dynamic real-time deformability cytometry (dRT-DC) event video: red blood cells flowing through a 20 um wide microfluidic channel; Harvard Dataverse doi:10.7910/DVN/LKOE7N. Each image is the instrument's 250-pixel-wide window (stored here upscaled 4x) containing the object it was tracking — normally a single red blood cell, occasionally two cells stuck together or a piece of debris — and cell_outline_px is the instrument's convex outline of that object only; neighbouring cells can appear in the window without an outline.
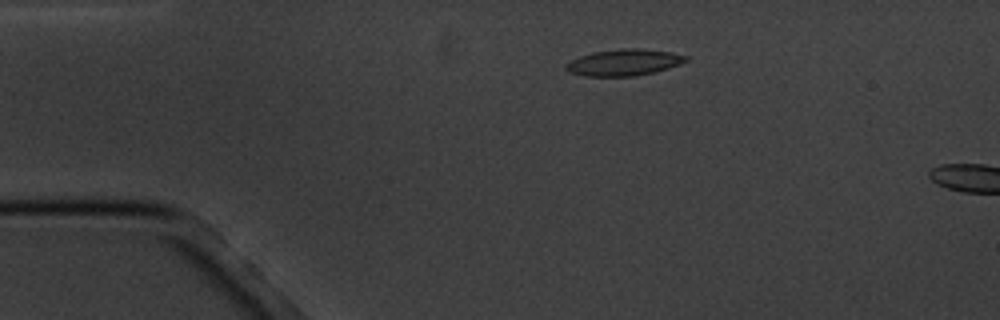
{"species": "common noctule bat (a hibernating species)", "species_latin": "Nyctalus noctula", "temperature_condition": "cold", "stored_images_in_passage": 3, "camera_frame_rate_fps": 3000, "um_per_image_px": 0.085, "animal": {"sex": "male", "body_mass_g": 20.1, "forearm_length_mm": 53.5}, "frame": {"image": 1, "passage_image": 2, "time_ms": 1.333, "image_size_px": [1000, 320], "cell_outline_px": [[688, 60], [680, 64], [656, 72], [636, 76], [584, 76], [568, 72], [564, 68], [564, 64], [580, 56], [592, 52], [624, 48], [640, 48], [672, 52], [688, 56]], "centroid_in_image_um": [53.03, 5.31], "position_along_channel_um": 32.0, "area_um2": 18.67}}